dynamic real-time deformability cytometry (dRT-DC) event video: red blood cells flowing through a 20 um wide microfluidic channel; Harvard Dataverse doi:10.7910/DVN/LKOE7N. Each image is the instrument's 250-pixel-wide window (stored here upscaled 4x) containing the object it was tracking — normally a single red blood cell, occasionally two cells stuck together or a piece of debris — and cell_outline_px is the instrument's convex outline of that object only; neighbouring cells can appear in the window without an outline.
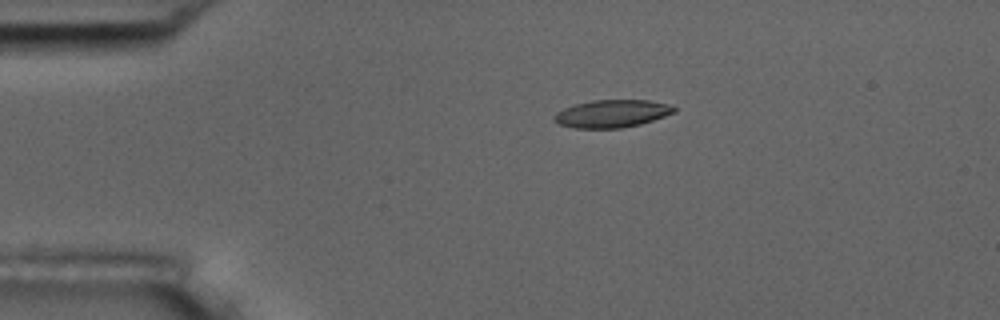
{"species": "common noctule bat (a hibernating species)", "species_latin": "Nyctalus noctula", "temperature_condition": "room temperature", "stored_images_in_passage": 6, "camera_frame_rate_fps": 3000, "um_per_image_px": 0.085, "animal": {"sex": "male", "body_mass_g": 17.5, "forearm_length_mm": 52.3}, "frame": {"image": 1, "passage_image": 4, "time_ms": 3.333, "image_size_px": [1000, 320], "cell_outline_px": [[676, 112], [640, 124], [620, 128], [572, 128], [560, 124], [552, 120], [556, 112], [564, 108], [576, 104], [592, 100], [648, 100], [664, 104], [676, 108]], "centroid_in_image_um": [51.97, 9.66], "position_along_channel_um": 33.0, "area_um2": 19.13}}
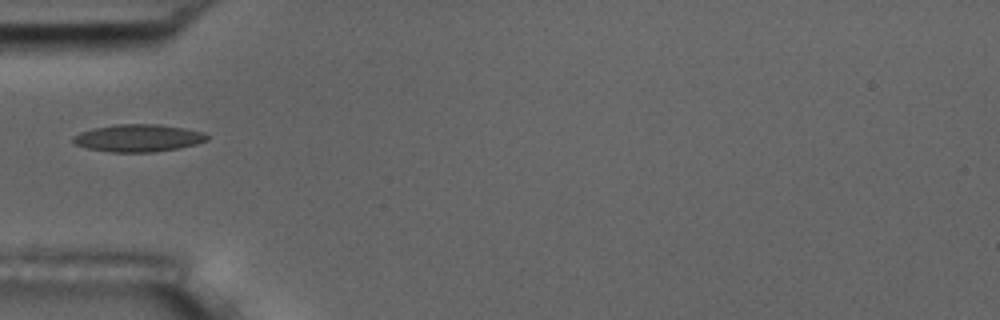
{"frame": {"image": 2, "passage_image": 6, "time_ms": 5.667, "image_size_px": [1000, 320], "cell_outline_px": [[208, 140], [196, 144], [180, 148], [152, 152], [112, 152], [88, 148], [76, 144], [72, 140], [72, 136], [80, 132], [92, 128], [116, 124], [160, 124], [184, 128], [204, 132], [208, 136]], "centroid_in_image_um": [11.76, 11.72], "position_along_channel_um": 73.2, "area_um2": 21.44}}